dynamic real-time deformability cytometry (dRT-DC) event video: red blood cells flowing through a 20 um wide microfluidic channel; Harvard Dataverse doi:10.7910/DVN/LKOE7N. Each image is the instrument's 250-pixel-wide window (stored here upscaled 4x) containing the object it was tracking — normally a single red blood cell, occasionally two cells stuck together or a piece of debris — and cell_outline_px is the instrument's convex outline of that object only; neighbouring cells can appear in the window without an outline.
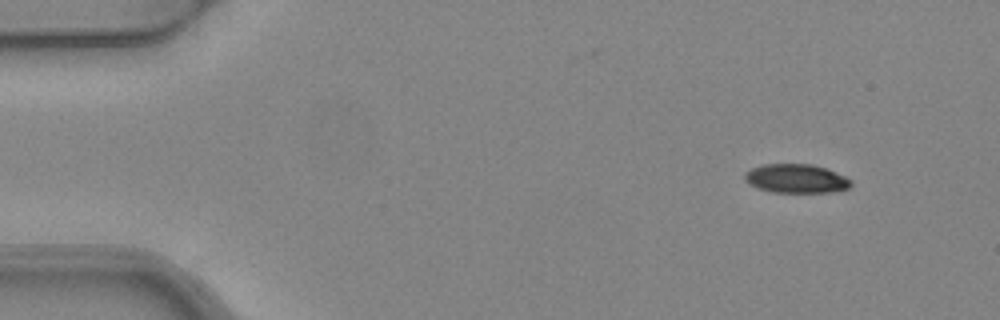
{"species": "common noctule bat (a hibernating species)", "species_latin": "Nyctalus noctula", "temperature_condition": "warm", "stored_images_in_passage": 4, "camera_frame_rate_fps": 3000, "um_per_image_px": 0.085, "animal": {"sex": "female", "body_mass_g": 24.6, "forearm_length_mm": 56.2}, "frame": {"image": 1, "passage_image": 1, "time_ms": 0.0, "image_size_px": [1000, 320], "cell_outline_px": [[852, 184], [848, 188], [832, 192], [772, 192], [756, 188], [748, 184], [744, 180], [744, 172], [752, 168], [764, 164], [812, 164], [824, 168], [844, 176], [852, 180]], "centroid_in_image_um": [67.63, 15.18], "position_along_channel_um": 17.4, "area_um2": 17.92}}